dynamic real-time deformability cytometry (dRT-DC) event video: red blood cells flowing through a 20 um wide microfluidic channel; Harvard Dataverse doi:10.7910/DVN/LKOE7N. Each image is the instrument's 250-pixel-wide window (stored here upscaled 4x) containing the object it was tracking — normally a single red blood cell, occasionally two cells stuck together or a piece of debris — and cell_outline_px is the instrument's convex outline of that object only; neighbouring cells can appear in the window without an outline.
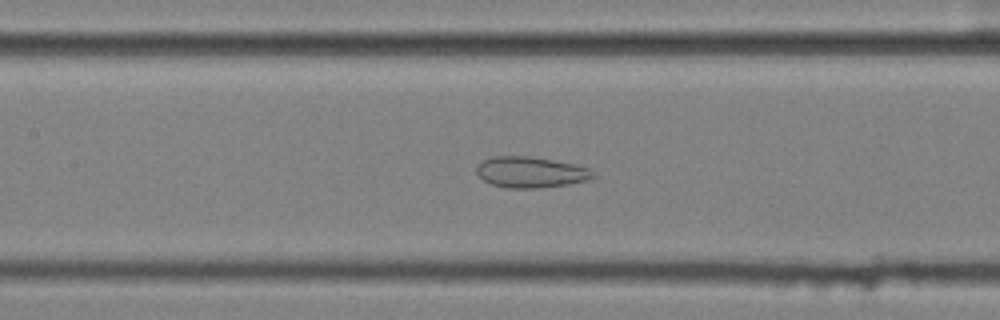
{"species": "common noctule bat (a hibernating species)", "species_latin": "Nyctalus noctula", "temperature_condition": "cold", "stored_images_in_passage": 56, "camera_frame_rate_fps": 3000, "um_per_image_px": 0.085, "animal": {"sex": "female", "body_mass_g": 25.1}, "frame": {"image": 1, "passage_image": 26, "time_ms": 8.333, "image_size_px": [1000, 320], "cell_outline_px": [[596, 176], [584, 180], [568, 184], [536, 188], [508, 188], [492, 184], [484, 180], [476, 172], [476, 168], [484, 160], [492, 156], [528, 156], [552, 160], [572, 164], [588, 168]], "centroid_in_image_um": [45.07, 14.63], "position_along_channel_um": 162.3, "area_um2": 20.58}}
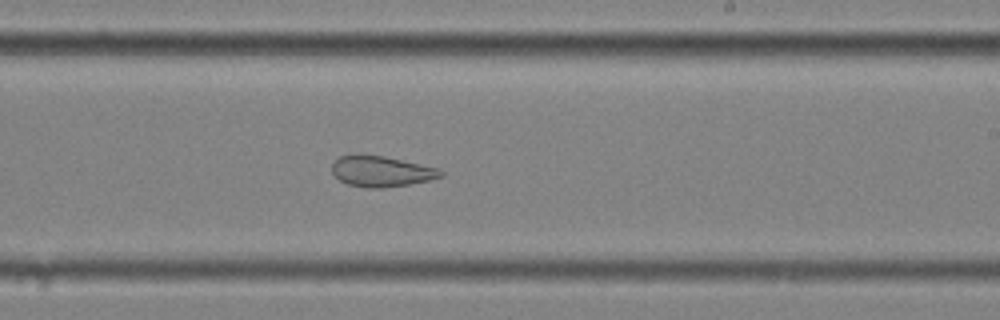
{"frame": {"image": 2, "passage_image": 34, "time_ms": 11.0, "image_size_px": [1000, 320], "cell_outline_px": [[444, 176], [428, 180], [408, 184], [384, 188], [364, 188], [348, 184], [340, 180], [332, 172], [332, 164], [340, 156], [384, 156], [440, 168], [444, 172]], "centroid_in_image_um": [32.46, 14.59], "position_along_channel_um": 256.5, "area_um2": 19.19}}
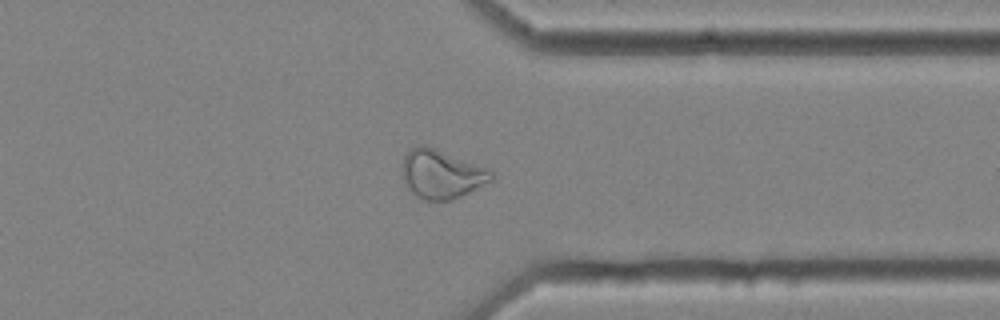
{"frame": {"image": 3, "passage_image": 44, "time_ms": 14.333, "image_size_px": [1000, 320], "cell_outline_px": [[496, 176], [492, 180], [452, 200], [424, 200], [416, 196], [412, 192], [404, 180], [400, 172], [404, 156], [408, 148], [420, 144], [428, 144], [488, 168]], "centroid_in_image_um": [37.5, 14.75], "position_along_channel_um": 373.9, "area_um2": 25.72}, "authors_computed_cell_mechanics": {"area_um2": 27.3394, "velocity_mm_per_s": 3.5509, "shape_relaxation_time_tau1_ms": null, "shape_relaxation_time_tau2_ms": 1.7062, "deformation_change_tau1": null, "deformation_change_tau2": 0.0919}}